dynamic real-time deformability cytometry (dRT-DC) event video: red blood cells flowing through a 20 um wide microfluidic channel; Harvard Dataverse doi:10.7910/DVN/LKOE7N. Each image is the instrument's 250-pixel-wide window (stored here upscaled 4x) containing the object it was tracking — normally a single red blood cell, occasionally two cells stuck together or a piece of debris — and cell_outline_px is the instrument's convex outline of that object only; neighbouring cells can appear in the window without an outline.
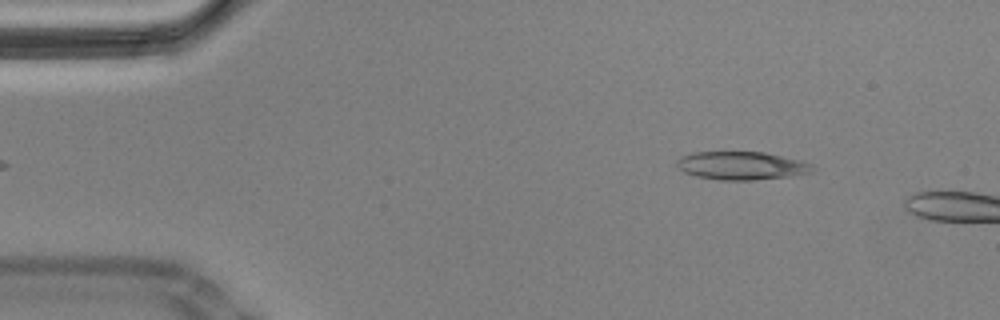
{"species": "Egyptian fruit bat (a non-hibernating species)", "species_latin": "Rousettus aegyptiacus", "temperature_condition": "cold", "stored_images_in_passage": 48, "camera_frame_rate_fps": 3000, "um_per_image_px": 0.085, "animal": {"sex": "male"}, "frame": {"image": 1, "passage_image": 3, "time_ms": 0.667, "image_size_px": [1000, 320], "cell_outline_px": [[816, 168], [812, 172], [792, 176], [752, 180], [720, 180], [696, 176], [684, 172], [676, 164], [676, 160], [680, 156], [696, 152], [764, 152], [800, 160], [812, 164]], "centroid_in_image_um": [63.05, 14.08], "position_along_channel_um": 22.0, "area_um2": 22.31}}
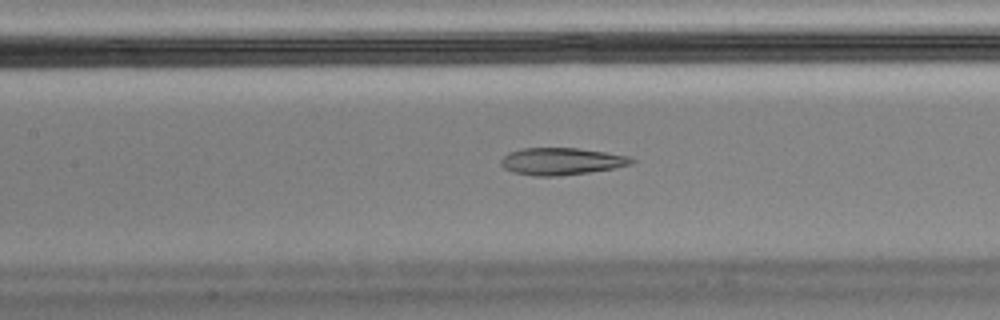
{"frame": {"image": 2, "passage_image": 21, "time_ms": 6.667, "image_size_px": [1000, 320], "cell_outline_px": [[636, 160], [632, 164], [612, 168], [588, 172], [556, 176], [536, 176], [512, 172], [504, 168], [500, 164], [500, 160], [508, 152], [520, 148], [576, 148], [604, 152], [628, 156]], "centroid_in_image_um": [47.67, 13.71], "position_along_channel_um": 159.7, "area_um2": 20.52}}
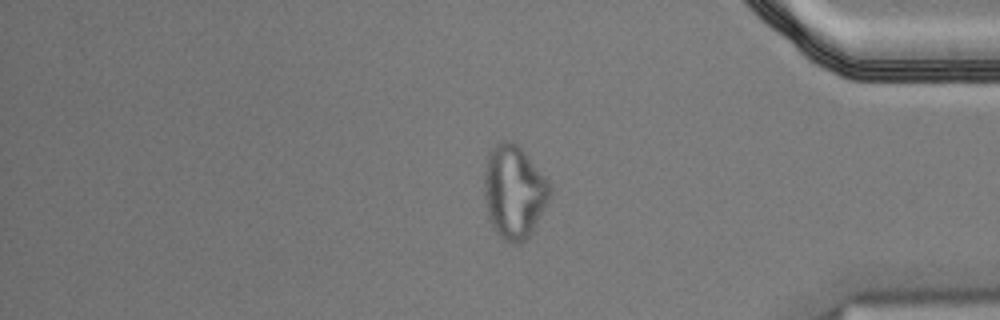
{"frame": {"image": 3, "passage_image": 43, "time_ms": 14.0, "image_size_px": [1000, 320], "cell_outline_px": [[552, 192], [528, 240], [520, 244], [508, 244], [496, 232], [488, 216], [484, 196], [484, 172], [488, 156], [492, 148], [500, 140], [512, 140], [524, 152], [548, 180], [552, 188]], "centroid_in_image_um": [43.69, 16.33], "position_along_channel_um": 391.5, "area_um2": 35.78}, "authors_computed_cell_mechanics": {"area_um2": 22.2819, "velocity_mm_per_s": 3.4926, "shape_relaxation_time_tau1_ms": null, "shape_relaxation_time_tau2_ms": 2.7585, "deformation_change_tau1": null, "deformation_change_tau2": 0.1128}}